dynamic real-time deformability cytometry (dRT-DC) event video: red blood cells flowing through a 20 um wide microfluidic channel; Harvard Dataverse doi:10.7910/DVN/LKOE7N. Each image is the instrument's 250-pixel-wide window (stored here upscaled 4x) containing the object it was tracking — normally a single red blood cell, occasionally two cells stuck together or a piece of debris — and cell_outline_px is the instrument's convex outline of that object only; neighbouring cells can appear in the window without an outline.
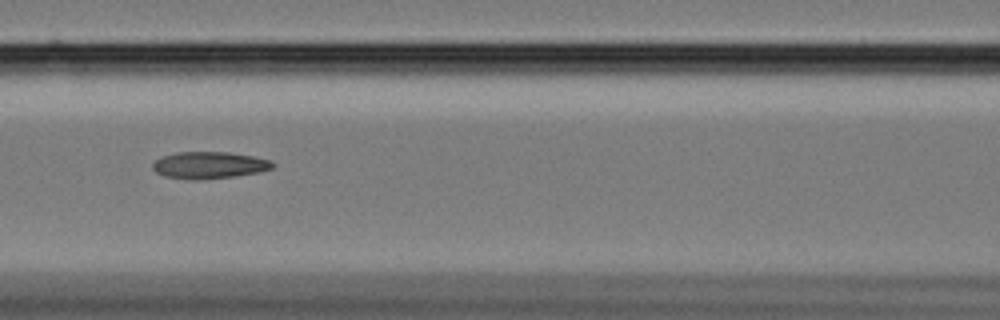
{"species": "Egyptian fruit bat (a non-hibernating species)", "species_latin": "Rousettus aegyptiacus", "temperature_condition": "cold", "stored_images_in_passage": 18, "camera_frame_rate_fps": 3000, "um_per_image_px": 0.085, "animal": {"sex": "female"}, "frame": {"image": 1, "passage_image": 8, "time_ms": 2.333, "image_size_px": [1000, 320], "cell_outline_px": [[276, 164], [272, 168], [260, 172], [236, 176], [196, 180], [192, 180], [164, 176], [156, 172], [152, 168], [152, 164], [156, 160], [164, 156], [176, 152], [228, 152], [252, 156], [272, 160]], "centroid_in_image_um": [17.81, 14.04], "position_along_channel_um": 148.8, "area_um2": 18.84}}
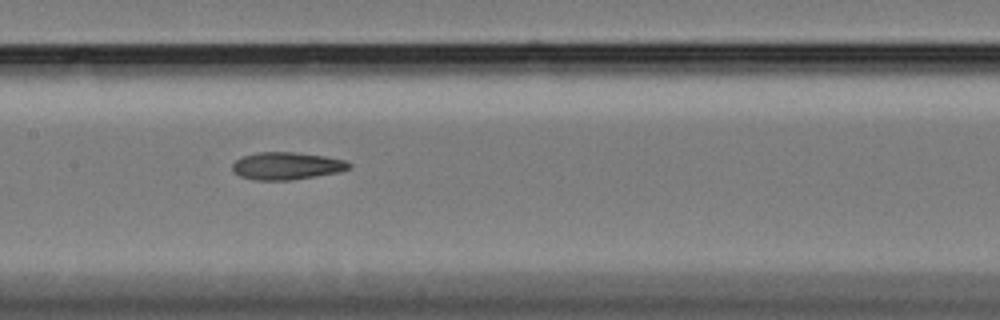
{"frame": {"image": 2, "passage_image": 11, "time_ms": 3.333, "image_size_px": [1000, 320], "cell_outline_px": [[352, 168], [340, 172], [292, 180], [256, 180], [240, 176], [232, 168], [232, 164], [236, 160], [244, 156], [256, 152], [296, 152], [324, 156], [344, 160], [352, 164]], "centroid_in_image_um": [24.41, 14.1], "position_along_channel_um": 183.0, "area_um2": 18.67}}